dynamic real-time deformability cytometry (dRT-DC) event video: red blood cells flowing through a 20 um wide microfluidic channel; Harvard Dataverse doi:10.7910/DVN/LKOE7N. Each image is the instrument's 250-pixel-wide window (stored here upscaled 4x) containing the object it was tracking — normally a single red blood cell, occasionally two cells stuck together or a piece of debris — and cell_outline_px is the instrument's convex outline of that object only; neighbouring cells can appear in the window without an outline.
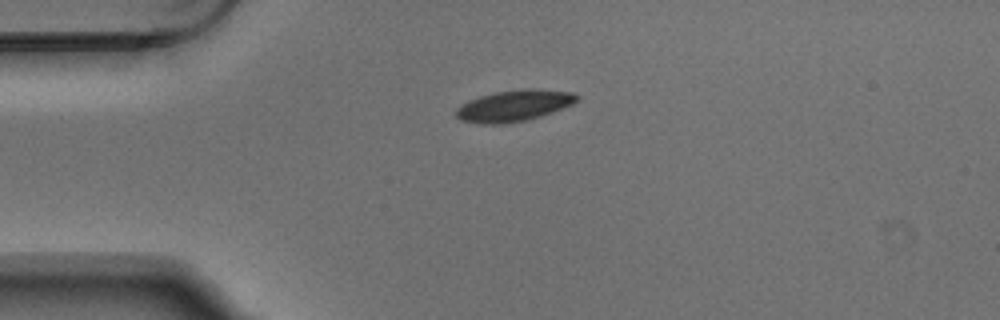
{"species": "Egyptian fruit bat (a non-hibernating species)", "species_latin": "Rousettus aegyptiacus", "temperature_condition": "warm", "stored_images_in_passage": 2, "camera_frame_rate_fps": 3000, "um_per_image_px": 0.085, "animal": {"sex": "male"}, "frame": {"image": 1, "passage_image": 1, "time_ms": 0.0, "image_size_px": [1000, 320], "cell_outline_px": [[580, 100], [572, 104], [552, 112], [540, 116], [524, 120], [500, 124], [480, 124], [460, 120], [456, 116], [456, 108], [460, 104], [468, 100], [480, 96], [496, 92], [524, 88], [532, 88], [572, 92], [580, 96]], "centroid_in_image_um": [43.68, 8.97], "position_along_channel_um": 41.3, "area_um2": 22.08}}